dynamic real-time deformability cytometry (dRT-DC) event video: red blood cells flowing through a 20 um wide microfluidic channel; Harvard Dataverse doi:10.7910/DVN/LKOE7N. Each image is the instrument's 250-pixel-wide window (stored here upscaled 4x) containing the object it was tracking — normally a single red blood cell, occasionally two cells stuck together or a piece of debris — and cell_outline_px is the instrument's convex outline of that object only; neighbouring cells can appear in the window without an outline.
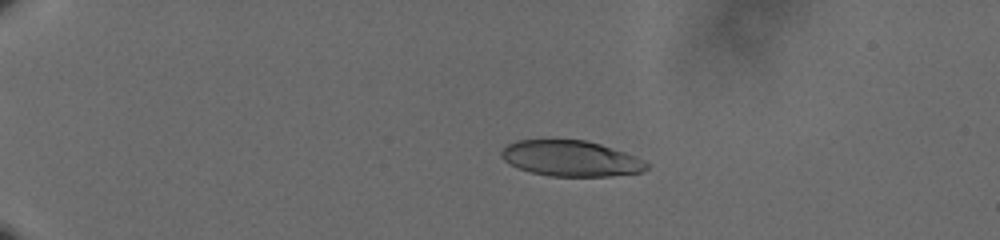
{"species": "human", "species_latin": "Homo sapiens", "temperature_condition": "cold", "stored_images_in_passage": 46, "camera_frame_rate_fps": 3000, "um_per_image_px": 0.085, "donor": {"sex": "male"}, "frame": {"image": 1, "passage_image": 1, "time_ms": 0.0, "image_size_px": [1000, 240], "cell_outline_px": [[652, 164], [648, 168], [640, 172], [612, 176], [548, 176], [516, 168], [508, 164], [500, 156], [500, 152], [508, 144], [516, 140], [584, 140], [600, 144], [624, 152], [644, 160]], "centroid_in_image_um": [48.51, 13.48], "position_along_channel_um": 36.5, "area_um2": 30.29}}
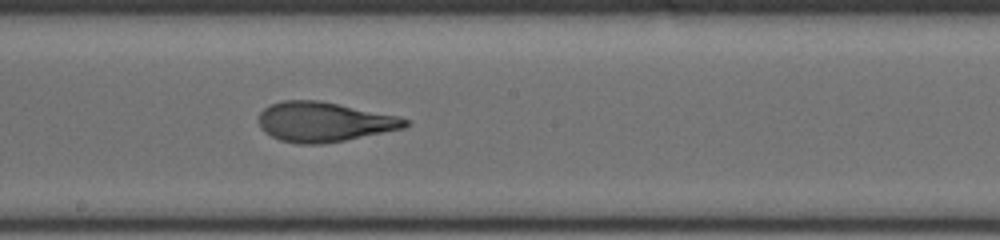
{"frame": {"image": 2, "passage_image": 23, "time_ms": 7.333, "image_size_px": [1000, 240], "cell_outline_px": [[408, 124], [404, 128], [344, 140], [320, 144], [300, 144], [280, 140], [264, 132], [260, 128], [260, 112], [264, 108], [272, 104], [284, 100], [320, 100], [396, 116], [408, 120]], "centroid_in_image_um": [27.5, 10.36], "position_along_channel_um": 220.7, "area_um2": 33.47}}
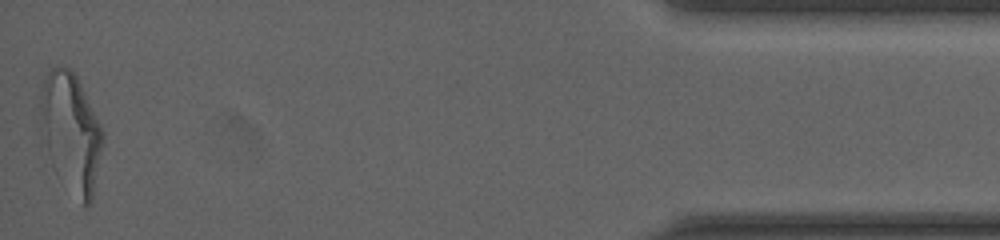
{"frame": {"image": 3, "passage_image": 46, "time_ms": 15.0, "image_size_px": [1000, 240], "cell_outline_px": [[104, 140], [92, 200], [84, 208], [40, 144], [40, 96], [44, 80], [48, 72], [52, 68], [68, 68], [76, 76], [104, 132]], "centroid_in_image_um": [6.02, 11.24], "position_along_channel_um": 429.2, "area_um2": 42.66}, "authors_computed_cell_mechanics": {"area_um2": 33.5818, "velocity_mm_per_s": 3.6201, "shape_relaxation_time_tau1_ms": 5.8404, "shape_relaxation_time_tau2_ms": 1.139, "deformation_change_tau1": 0.2231, "deformation_change_tau2": 0.1007}}